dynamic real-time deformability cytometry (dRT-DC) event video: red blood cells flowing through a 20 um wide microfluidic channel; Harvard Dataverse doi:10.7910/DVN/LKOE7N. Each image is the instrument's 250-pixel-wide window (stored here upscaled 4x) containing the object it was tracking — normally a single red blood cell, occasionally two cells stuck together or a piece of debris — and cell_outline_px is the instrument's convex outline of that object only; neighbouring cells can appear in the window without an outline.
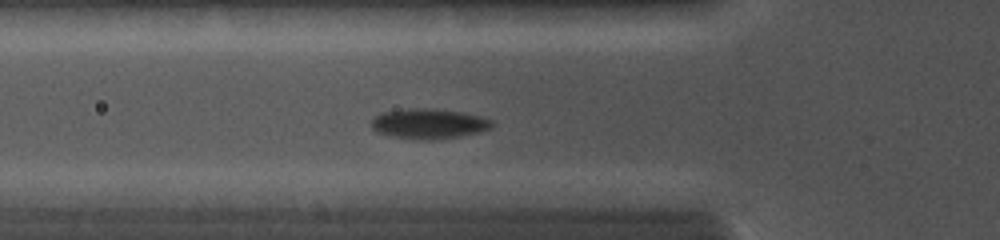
{"species": "common noctule bat (a hibernating species)", "species_latin": "Nyctalus noctula", "temperature_condition": "cold", "stored_images_in_passage": 45, "camera_frame_rate_fps": 5000, "um_per_image_px": 0.085, "animal": {"sex": "female", "body_mass_g": 19.0, "forearm_length_mm": 56.7}, "frame": {"image": 1, "passage_image": 15, "time_ms": 4.2, "image_size_px": [1000, 240], "cell_outline_px": [[492, 128], [480, 132], [456, 136], [428, 140], [424, 140], [392, 136], [376, 132], [372, 128], [372, 120], [380, 112], [408, 108], [436, 108], [460, 112], [480, 116], [492, 120]], "centroid_in_image_um": [36.43, 10.5], "position_along_channel_um": 89.4, "area_um2": 21.04}}
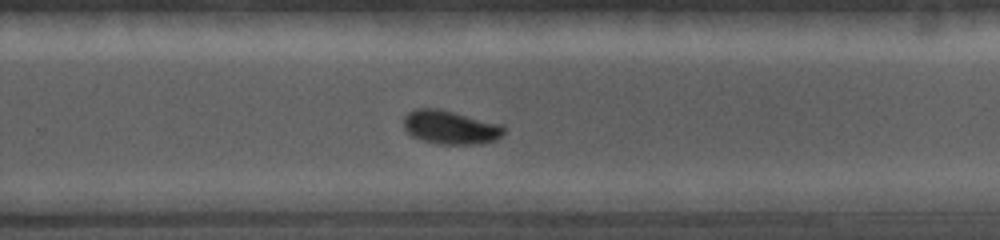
{"frame": {"image": 2, "passage_image": 30, "time_ms": 8.8, "image_size_px": [1000, 240], "cell_outline_px": [[504, 132], [496, 140], [480, 144], [436, 144], [412, 136], [404, 128], [404, 116], [408, 112], [416, 108], [440, 108], [500, 124], [504, 128]], "centroid_in_image_um": [38.26, 10.81], "position_along_channel_um": 291.5, "area_um2": 19.65}}
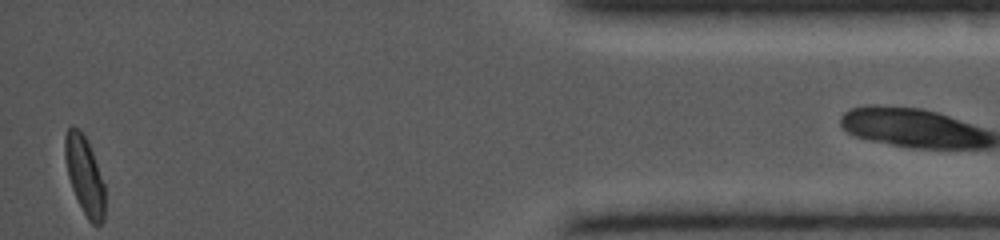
{"frame": {"image": 3, "passage_image": 44, "time_ms": 13.2, "image_size_px": [1000, 240], "cell_outline_px": [[104, 220], [100, 224], [92, 224], [88, 220], [72, 188], [68, 176], [64, 156], [64, 136], [68, 128], [72, 124], [88, 140], [104, 184]], "centroid_in_image_um": [7.17, 14.88], "position_along_channel_um": 428.0, "area_um2": 17.98}}